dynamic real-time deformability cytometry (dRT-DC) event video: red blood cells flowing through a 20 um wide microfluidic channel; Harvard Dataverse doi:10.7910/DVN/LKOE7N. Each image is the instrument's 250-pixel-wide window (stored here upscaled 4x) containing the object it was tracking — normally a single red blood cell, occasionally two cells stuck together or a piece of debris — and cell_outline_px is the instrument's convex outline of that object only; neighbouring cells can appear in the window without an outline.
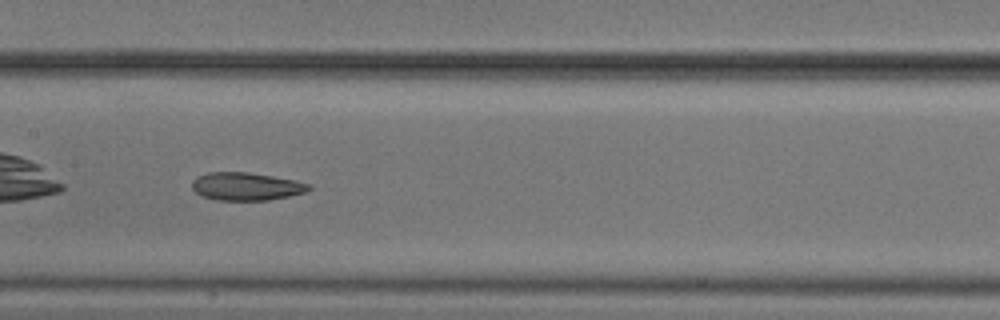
{"species": "common noctule bat (a hibernating species)", "species_latin": "Nyctalus noctula", "temperature_condition": "cold", "stored_images_in_passage": 32, "camera_frame_rate_fps": 3000, "um_per_image_px": 0.085, "animal": {"sex": "male", "body_mass_g": 20.5, "forearm_length_mm": 52.5}, "frame": {"image": 1, "passage_image": 10, "time_ms": 3.0, "image_size_px": [1000, 320], "cell_outline_px": [[312, 188], [308, 192], [268, 200], [216, 200], [200, 196], [192, 188], [192, 180], [196, 176], [208, 172], [248, 172], [296, 180], [308, 184]], "centroid_in_image_um": [20.9, 15.84], "position_along_channel_um": 186.5, "area_um2": 19.13}}